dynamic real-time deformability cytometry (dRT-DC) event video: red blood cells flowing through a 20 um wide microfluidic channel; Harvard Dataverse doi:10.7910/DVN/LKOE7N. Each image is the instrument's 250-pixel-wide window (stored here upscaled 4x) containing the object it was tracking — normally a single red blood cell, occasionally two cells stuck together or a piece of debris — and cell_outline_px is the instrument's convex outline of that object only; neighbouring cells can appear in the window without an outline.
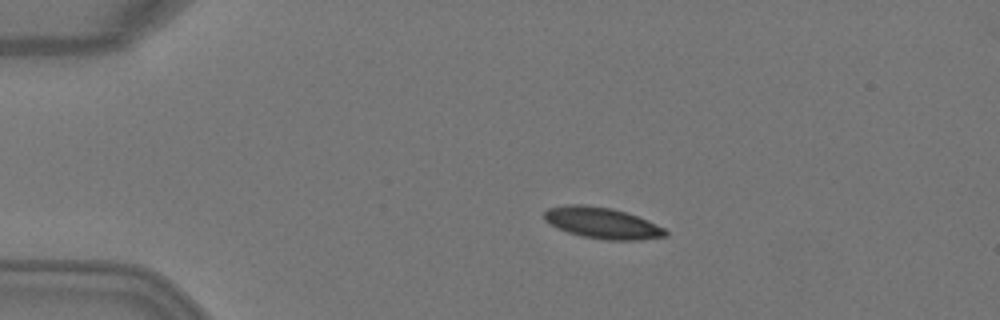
{"species": "Egyptian fruit bat (a non-hibernating species)", "species_latin": "Rousettus aegyptiacus", "temperature_condition": "warm", "stored_images_in_passage": 4, "camera_frame_rate_fps": 3000, "um_per_image_px": 0.085, "animal": {"sex": "female"}, "frame": {"image": 1, "passage_image": 2, "time_ms": 0.333, "image_size_px": [1000, 320], "cell_outline_px": [[668, 236], [640, 240], [608, 240], [580, 236], [568, 232], [544, 220], [544, 212], [548, 208], [564, 204], [584, 204], [612, 208], [648, 220], [664, 228], [668, 232]], "centroid_in_image_um": [51.19, 18.95], "position_along_channel_um": 33.8, "area_um2": 22.02}}
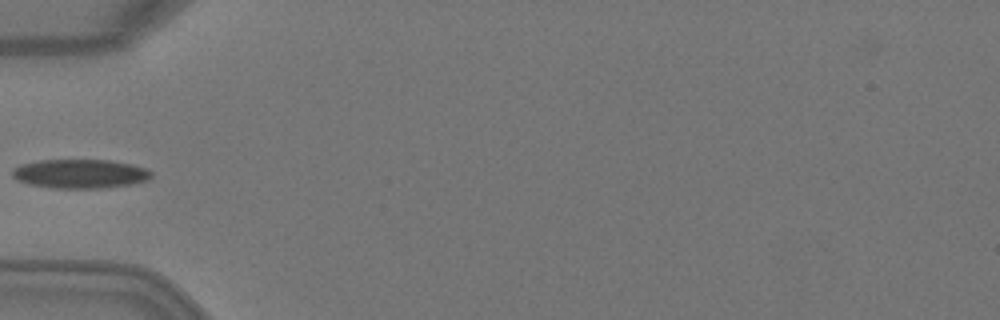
{"frame": {"image": 2, "passage_image": 4, "time_ms": 1.0, "image_size_px": [1000, 320], "cell_outline_px": [[152, 176], [148, 180], [128, 184], [100, 188], [48, 188], [28, 184], [16, 180], [12, 176], [12, 168], [20, 164], [40, 160], [108, 160], [132, 164], [144, 168], [152, 172]], "centroid_in_image_um": [6.74, 14.77], "position_along_channel_um": 78.3, "area_um2": 23.58}}